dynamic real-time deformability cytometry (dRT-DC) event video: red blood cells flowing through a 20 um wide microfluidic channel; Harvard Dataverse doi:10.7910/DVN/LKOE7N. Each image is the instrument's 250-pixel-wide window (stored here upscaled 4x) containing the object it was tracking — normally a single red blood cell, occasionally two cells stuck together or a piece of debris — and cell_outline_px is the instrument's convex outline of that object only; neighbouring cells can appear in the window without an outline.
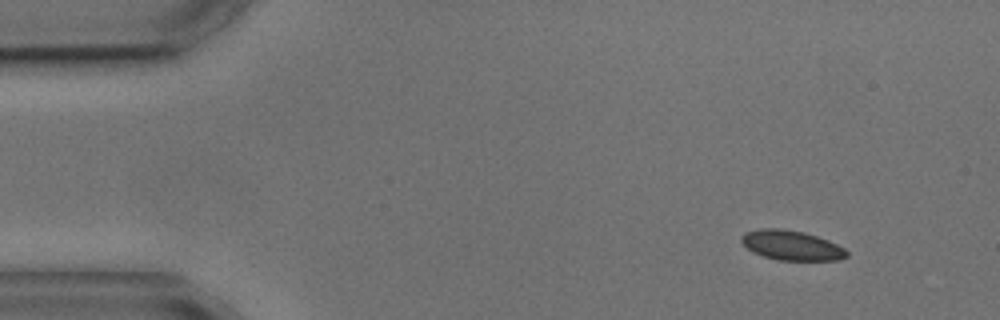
{"species": "common noctule bat (a hibernating species)", "species_latin": "Nyctalus noctula", "temperature_condition": "cold", "stored_images_in_passage": 4, "camera_frame_rate_fps": 3000, "um_per_image_px": 0.085, "animal": {"sex": "male", "body_mass_g": 17.9, "forearm_length_mm": 54.2}, "frame": {"image": 1, "passage_image": 1, "time_ms": 0.0, "image_size_px": [1000, 320], "cell_outline_px": [[848, 256], [836, 260], [780, 260], [764, 256], [752, 252], [740, 240], [740, 236], [744, 232], [760, 228], [780, 228], [804, 232], [828, 240], [844, 248], [848, 252]], "centroid_in_image_um": [67.25, 20.84], "position_along_channel_um": 17.7, "area_um2": 18.21}}
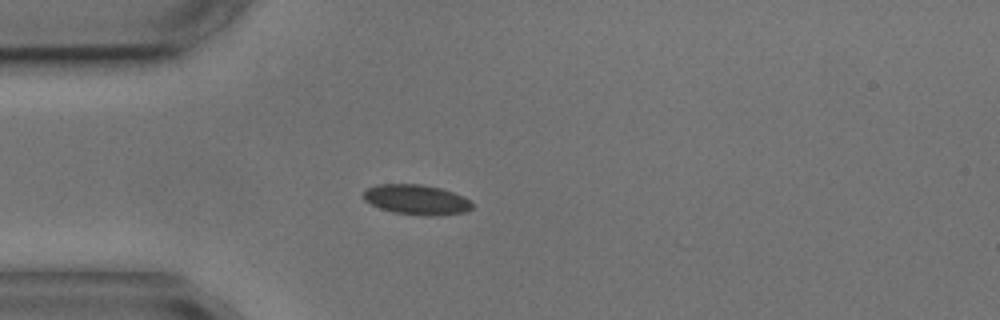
{"frame": {"image": 2, "passage_image": 3, "time_ms": 3.0, "image_size_px": [1000, 320], "cell_outline_px": [[472, 208], [464, 212], [436, 216], [428, 216], [392, 212], [380, 208], [364, 200], [364, 192], [368, 188], [376, 184], [420, 184], [440, 188], [464, 196], [472, 204]], "centroid_in_image_um": [35.4, 16.97], "position_along_channel_um": 49.6, "area_um2": 18.9}}